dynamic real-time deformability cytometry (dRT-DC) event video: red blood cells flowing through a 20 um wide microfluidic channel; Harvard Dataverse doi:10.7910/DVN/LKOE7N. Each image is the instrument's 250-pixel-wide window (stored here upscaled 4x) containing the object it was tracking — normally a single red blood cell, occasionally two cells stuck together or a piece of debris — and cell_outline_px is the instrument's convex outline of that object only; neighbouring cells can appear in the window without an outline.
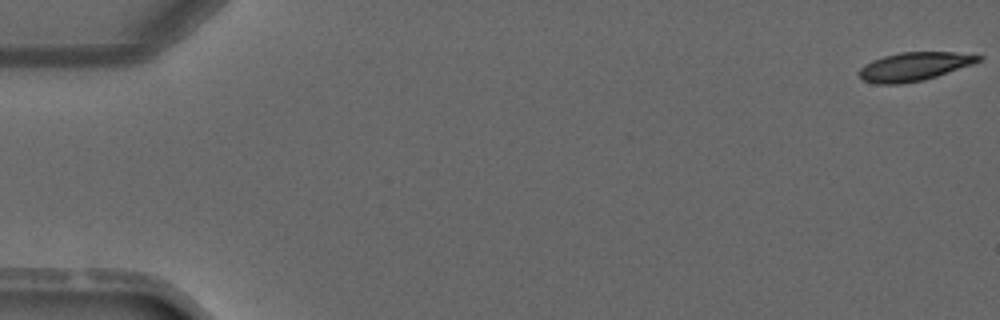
{"species": "common noctule bat (a hibernating species)", "species_latin": "Nyctalus noctula", "temperature_condition": "warm", "stored_images_in_passage": 5, "camera_frame_rate_fps": 3000, "um_per_image_px": 0.085, "animal": {"sex": "male", "forearm_length_mm": 52.5}, "frame": {"image": 1, "passage_image": 1, "time_ms": 0.0, "image_size_px": [1000, 320], "cell_outline_px": [[984, 56], [980, 60], [972, 64], [924, 80], [900, 84], [876, 84], [864, 80], [856, 72], [864, 64], [872, 60], [884, 56], [900, 52], [952, 52]], "centroid_in_image_um": [77.65, 5.65], "position_along_channel_um": 7.4, "area_um2": 19.71}}